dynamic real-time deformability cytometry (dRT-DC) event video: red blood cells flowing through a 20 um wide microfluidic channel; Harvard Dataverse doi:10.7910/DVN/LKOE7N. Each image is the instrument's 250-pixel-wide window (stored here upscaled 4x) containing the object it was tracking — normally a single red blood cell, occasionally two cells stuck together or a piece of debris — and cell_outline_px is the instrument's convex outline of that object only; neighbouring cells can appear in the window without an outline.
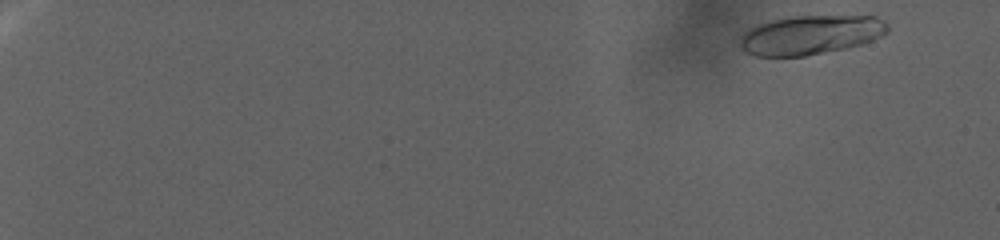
{"species": "human", "species_latin": "Homo sapiens", "temperature_condition": "warm", "stored_images_in_passage": 121, "camera_frame_rate_fps": 3000, "um_per_image_px": 0.085, "donor": {"sex": "female"}, "frame": {"image": 1, "passage_image": 3, "time_ms": 0.667, "image_size_px": [1000, 240], "cell_outline_px": [[888, 32], [872, 40], [860, 44], [844, 48], [804, 56], [756, 56], [744, 52], [740, 44], [740, 36], [748, 28], [772, 20], [792, 16], [876, 16], [884, 20], [888, 24]], "centroid_in_image_um": [68.89, 2.96], "position_along_channel_um": 16.1, "area_um2": 33.64}}
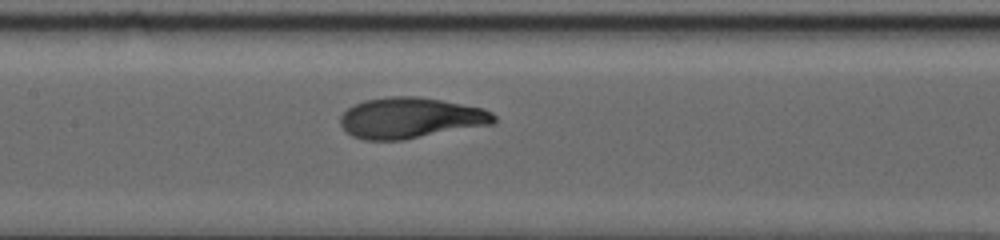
{"frame": {"image": 2, "passage_image": 67, "time_ms": 22.0, "image_size_px": [1000, 240], "cell_outline_px": [[496, 120], [492, 124], [400, 140], [364, 140], [352, 136], [340, 124], [340, 116], [348, 108], [364, 100], [388, 96], [420, 96], [484, 108], [492, 112], [496, 116]], "centroid_in_image_um": [34.89, 10.01], "position_along_channel_um": 172.5, "area_um2": 36.41}}
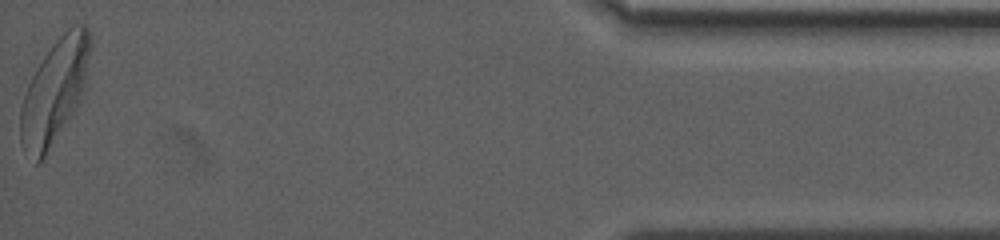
{"frame": {"image": 3, "passage_image": 121, "time_ms": 40.0, "image_size_px": [1000, 240], "cell_outline_px": [[92, 48], [84, 88], [80, 100], [44, 156], [36, 164], [20, 144], [20, 108], [28, 84], [36, 68], [52, 44], [72, 24], [84, 24], [88, 28], [92, 36]], "centroid_in_image_um": [4.66, 7.68], "position_along_channel_um": 430.5, "area_um2": 41.91}}